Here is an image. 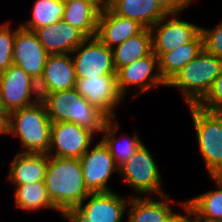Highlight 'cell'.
Segmentation results:
<instances>
[{"label":"cell","mask_w":222,"mask_h":222,"mask_svg":"<svg viewBox=\"0 0 222 222\" xmlns=\"http://www.w3.org/2000/svg\"><path fill=\"white\" fill-rule=\"evenodd\" d=\"M44 183L61 217L69 207L79 205L90 194L85 187L79 158L49 156Z\"/></svg>","instance_id":"obj_1"},{"label":"cell","mask_w":222,"mask_h":222,"mask_svg":"<svg viewBox=\"0 0 222 222\" xmlns=\"http://www.w3.org/2000/svg\"><path fill=\"white\" fill-rule=\"evenodd\" d=\"M51 122H71L81 128L102 133L109 119L96 106L90 104L75 88L58 92H39Z\"/></svg>","instance_id":"obj_2"},{"label":"cell","mask_w":222,"mask_h":222,"mask_svg":"<svg viewBox=\"0 0 222 222\" xmlns=\"http://www.w3.org/2000/svg\"><path fill=\"white\" fill-rule=\"evenodd\" d=\"M222 72V59L204 49L167 84L180 90L186 105H198L211 90Z\"/></svg>","instance_id":"obj_3"},{"label":"cell","mask_w":222,"mask_h":222,"mask_svg":"<svg viewBox=\"0 0 222 222\" xmlns=\"http://www.w3.org/2000/svg\"><path fill=\"white\" fill-rule=\"evenodd\" d=\"M51 120L44 103L10 112L9 134L20 139V153H48L51 144Z\"/></svg>","instance_id":"obj_4"},{"label":"cell","mask_w":222,"mask_h":222,"mask_svg":"<svg viewBox=\"0 0 222 222\" xmlns=\"http://www.w3.org/2000/svg\"><path fill=\"white\" fill-rule=\"evenodd\" d=\"M196 132L199 153L207 173L215 176L222 170V112H213L199 105H188Z\"/></svg>","instance_id":"obj_5"},{"label":"cell","mask_w":222,"mask_h":222,"mask_svg":"<svg viewBox=\"0 0 222 222\" xmlns=\"http://www.w3.org/2000/svg\"><path fill=\"white\" fill-rule=\"evenodd\" d=\"M128 201L116 191L90 193L79 205L69 207L62 218L69 222H122Z\"/></svg>","instance_id":"obj_6"},{"label":"cell","mask_w":222,"mask_h":222,"mask_svg":"<svg viewBox=\"0 0 222 222\" xmlns=\"http://www.w3.org/2000/svg\"><path fill=\"white\" fill-rule=\"evenodd\" d=\"M152 156L143 142L136 152L119 167V176H122L128 187L138 193L137 196L167 194L161 186L162 176Z\"/></svg>","instance_id":"obj_7"},{"label":"cell","mask_w":222,"mask_h":222,"mask_svg":"<svg viewBox=\"0 0 222 222\" xmlns=\"http://www.w3.org/2000/svg\"><path fill=\"white\" fill-rule=\"evenodd\" d=\"M178 16L179 13L166 14L150 29L152 51L158 58L193 41L201 33L202 26L181 20Z\"/></svg>","instance_id":"obj_8"},{"label":"cell","mask_w":222,"mask_h":222,"mask_svg":"<svg viewBox=\"0 0 222 222\" xmlns=\"http://www.w3.org/2000/svg\"><path fill=\"white\" fill-rule=\"evenodd\" d=\"M0 93L4 109L9 113L40 100L37 82L14 64L0 74Z\"/></svg>","instance_id":"obj_9"},{"label":"cell","mask_w":222,"mask_h":222,"mask_svg":"<svg viewBox=\"0 0 222 222\" xmlns=\"http://www.w3.org/2000/svg\"><path fill=\"white\" fill-rule=\"evenodd\" d=\"M116 81L119 93L123 98L127 95L129 87L134 86V90L138 89L131 99L142 93L145 94L152 88L167 86L160 76L158 57L153 51L132 64L119 68L116 71Z\"/></svg>","instance_id":"obj_10"},{"label":"cell","mask_w":222,"mask_h":222,"mask_svg":"<svg viewBox=\"0 0 222 222\" xmlns=\"http://www.w3.org/2000/svg\"><path fill=\"white\" fill-rule=\"evenodd\" d=\"M76 78L116 75L112 49L97 37L86 38L72 53Z\"/></svg>","instance_id":"obj_11"},{"label":"cell","mask_w":222,"mask_h":222,"mask_svg":"<svg viewBox=\"0 0 222 222\" xmlns=\"http://www.w3.org/2000/svg\"><path fill=\"white\" fill-rule=\"evenodd\" d=\"M79 159L85 187L90 193L113 191L108 182L114 171L119 174V166L101 139Z\"/></svg>","instance_id":"obj_12"},{"label":"cell","mask_w":222,"mask_h":222,"mask_svg":"<svg viewBox=\"0 0 222 222\" xmlns=\"http://www.w3.org/2000/svg\"><path fill=\"white\" fill-rule=\"evenodd\" d=\"M95 134L71 122H52L48 156L80 158L92 144Z\"/></svg>","instance_id":"obj_13"},{"label":"cell","mask_w":222,"mask_h":222,"mask_svg":"<svg viewBox=\"0 0 222 222\" xmlns=\"http://www.w3.org/2000/svg\"><path fill=\"white\" fill-rule=\"evenodd\" d=\"M75 89L80 96L96 106L109 119L116 118L117 113L114 111L119 107L120 100L124 99L119 93L116 75L77 78Z\"/></svg>","instance_id":"obj_14"},{"label":"cell","mask_w":222,"mask_h":222,"mask_svg":"<svg viewBox=\"0 0 222 222\" xmlns=\"http://www.w3.org/2000/svg\"><path fill=\"white\" fill-rule=\"evenodd\" d=\"M48 55L34 31L26 30L20 25L17 27L13 49L14 65L22 68L38 83Z\"/></svg>","instance_id":"obj_15"},{"label":"cell","mask_w":222,"mask_h":222,"mask_svg":"<svg viewBox=\"0 0 222 222\" xmlns=\"http://www.w3.org/2000/svg\"><path fill=\"white\" fill-rule=\"evenodd\" d=\"M76 72L71 54L48 55L38 92H58L75 88Z\"/></svg>","instance_id":"obj_16"},{"label":"cell","mask_w":222,"mask_h":222,"mask_svg":"<svg viewBox=\"0 0 222 222\" xmlns=\"http://www.w3.org/2000/svg\"><path fill=\"white\" fill-rule=\"evenodd\" d=\"M49 55L71 54L87 37L63 20L34 31Z\"/></svg>","instance_id":"obj_17"},{"label":"cell","mask_w":222,"mask_h":222,"mask_svg":"<svg viewBox=\"0 0 222 222\" xmlns=\"http://www.w3.org/2000/svg\"><path fill=\"white\" fill-rule=\"evenodd\" d=\"M144 27L138 22L114 14L107 6L99 13L96 37L110 49L139 34Z\"/></svg>","instance_id":"obj_18"},{"label":"cell","mask_w":222,"mask_h":222,"mask_svg":"<svg viewBox=\"0 0 222 222\" xmlns=\"http://www.w3.org/2000/svg\"><path fill=\"white\" fill-rule=\"evenodd\" d=\"M152 198L147 195L146 197L135 195L131 197L128 201L126 222H167L175 213L171 207V202L174 204L175 200L170 199L168 193L158 196L160 201L158 198L157 200Z\"/></svg>","instance_id":"obj_19"},{"label":"cell","mask_w":222,"mask_h":222,"mask_svg":"<svg viewBox=\"0 0 222 222\" xmlns=\"http://www.w3.org/2000/svg\"><path fill=\"white\" fill-rule=\"evenodd\" d=\"M106 6L114 14L132 19L145 29H151L167 14L155 0H106Z\"/></svg>","instance_id":"obj_20"},{"label":"cell","mask_w":222,"mask_h":222,"mask_svg":"<svg viewBox=\"0 0 222 222\" xmlns=\"http://www.w3.org/2000/svg\"><path fill=\"white\" fill-rule=\"evenodd\" d=\"M48 157L46 153L17 152L9 167L8 180L12 185L44 181Z\"/></svg>","instance_id":"obj_21"},{"label":"cell","mask_w":222,"mask_h":222,"mask_svg":"<svg viewBox=\"0 0 222 222\" xmlns=\"http://www.w3.org/2000/svg\"><path fill=\"white\" fill-rule=\"evenodd\" d=\"M203 37L200 33L193 41L173 51L163 53L158 58L160 76L168 84L176 74L203 50Z\"/></svg>","instance_id":"obj_22"},{"label":"cell","mask_w":222,"mask_h":222,"mask_svg":"<svg viewBox=\"0 0 222 222\" xmlns=\"http://www.w3.org/2000/svg\"><path fill=\"white\" fill-rule=\"evenodd\" d=\"M100 10L89 1L65 3L62 20L80 30L87 38L96 37Z\"/></svg>","instance_id":"obj_23"},{"label":"cell","mask_w":222,"mask_h":222,"mask_svg":"<svg viewBox=\"0 0 222 222\" xmlns=\"http://www.w3.org/2000/svg\"><path fill=\"white\" fill-rule=\"evenodd\" d=\"M152 52V36L150 29H143L139 34L131 36L120 45L112 48L113 63L116 71L132 64Z\"/></svg>","instance_id":"obj_24"},{"label":"cell","mask_w":222,"mask_h":222,"mask_svg":"<svg viewBox=\"0 0 222 222\" xmlns=\"http://www.w3.org/2000/svg\"><path fill=\"white\" fill-rule=\"evenodd\" d=\"M118 129V121L115 118L108 119L103 127L101 140L109 148L113 159L120 167L136 152L143 141L137 133L125 142L124 139L121 141L119 138H116V133L119 131Z\"/></svg>","instance_id":"obj_25"},{"label":"cell","mask_w":222,"mask_h":222,"mask_svg":"<svg viewBox=\"0 0 222 222\" xmlns=\"http://www.w3.org/2000/svg\"><path fill=\"white\" fill-rule=\"evenodd\" d=\"M15 191V204L17 208L27 212H35L41 209H54L60 212L50 200L44 181L31 182L25 185H13Z\"/></svg>","instance_id":"obj_26"},{"label":"cell","mask_w":222,"mask_h":222,"mask_svg":"<svg viewBox=\"0 0 222 222\" xmlns=\"http://www.w3.org/2000/svg\"><path fill=\"white\" fill-rule=\"evenodd\" d=\"M65 3L62 0H36L32 8V18L20 26L26 30L36 29L54 24L62 20Z\"/></svg>","instance_id":"obj_27"},{"label":"cell","mask_w":222,"mask_h":222,"mask_svg":"<svg viewBox=\"0 0 222 222\" xmlns=\"http://www.w3.org/2000/svg\"><path fill=\"white\" fill-rule=\"evenodd\" d=\"M217 189L210 190L187 201L202 215L222 222V183L210 176Z\"/></svg>","instance_id":"obj_28"},{"label":"cell","mask_w":222,"mask_h":222,"mask_svg":"<svg viewBox=\"0 0 222 222\" xmlns=\"http://www.w3.org/2000/svg\"><path fill=\"white\" fill-rule=\"evenodd\" d=\"M16 32L17 27L13 30L11 21L0 25V74L13 64Z\"/></svg>","instance_id":"obj_29"},{"label":"cell","mask_w":222,"mask_h":222,"mask_svg":"<svg viewBox=\"0 0 222 222\" xmlns=\"http://www.w3.org/2000/svg\"><path fill=\"white\" fill-rule=\"evenodd\" d=\"M215 26L212 29L201 27L203 48L207 53L222 59V20Z\"/></svg>","instance_id":"obj_30"},{"label":"cell","mask_w":222,"mask_h":222,"mask_svg":"<svg viewBox=\"0 0 222 222\" xmlns=\"http://www.w3.org/2000/svg\"><path fill=\"white\" fill-rule=\"evenodd\" d=\"M198 105L209 111L222 112V72L214 81L209 93Z\"/></svg>","instance_id":"obj_31"},{"label":"cell","mask_w":222,"mask_h":222,"mask_svg":"<svg viewBox=\"0 0 222 222\" xmlns=\"http://www.w3.org/2000/svg\"><path fill=\"white\" fill-rule=\"evenodd\" d=\"M167 13H182V11L193 4L195 0H155Z\"/></svg>","instance_id":"obj_32"},{"label":"cell","mask_w":222,"mask_h":222,"mask_svg":"<svg viewBox=\"0 0 222 222\" xmlns=\"http://www.w3.org/2000/svg\"><path fill=\"white\" fill-rule=\"evenodd\" d=\"M185 211V222H217L199 213L187 200L179 203Z\"/></svg>","instance_id":"obj_33"},{"label":"cell","mask_w":222,"mask_h":222,"mask_svg":"<svg viewBox=\"0 0 222 222\" xmlns=\"http://www.w3.org/2000/svg\"><path fill=\"white\" fill-rule=\"evenodd\" d=\"M10 113L7 111H0V134L9 135Z\"/></svg>","instance_id":"obj_34"},{"label":"cell","mask_w":222,"mask_h":222,"mask_svg":"<svg viewBox=\"0 0 222 222\" xmlns=\"http://www.w3.org/2000/svg\"><path fill=\"white\" fill-rule=\"evenodd\" d=\"M64 3H69L72 1H79V0H62ZM92 2L100 11L106 6V0H85Z\"/></svg>","instance_id":"obj_35"},{"label":"cell","mask_w":222,"mask_h":222,"mask_svg":"<svg viewBox=\"0 0 222 222\" xmlns=\"http://www.w3.org/2000/svg\"><path fill=\"white\" fill-rule=\"evenodd\" d=\"M167 222H185V212L184 214H177L176 212L167 220Z\"/></svg>","instance_id":"obj_36"},{"label":"cell","mask_w":222,"mask_h":222,"mask_svg":"<svg viewBox=\"0 0 222 222\" xmlns=\"http://www.w3.org/2000/svg\"><path fill=\"white\" fill-rule=\"evenodd\" d=\"M214 177L222 183V170H220Z\"/></svg>","instance_id":"obj_37"},{"label":"cell","mask_w":222,"mask_h":222,"mask_svg":"<svg viewBox=\"0 0 222 222\" xmlns=\"http://www.w3.org/2000/svg\"><path fill=\"white\" fill-rule=\"evenodd\" d=\"M0 111H5L4 106L2 104L1 93H0Z\"/></svg>","instance_id":"obj_38"}]
</instances>
